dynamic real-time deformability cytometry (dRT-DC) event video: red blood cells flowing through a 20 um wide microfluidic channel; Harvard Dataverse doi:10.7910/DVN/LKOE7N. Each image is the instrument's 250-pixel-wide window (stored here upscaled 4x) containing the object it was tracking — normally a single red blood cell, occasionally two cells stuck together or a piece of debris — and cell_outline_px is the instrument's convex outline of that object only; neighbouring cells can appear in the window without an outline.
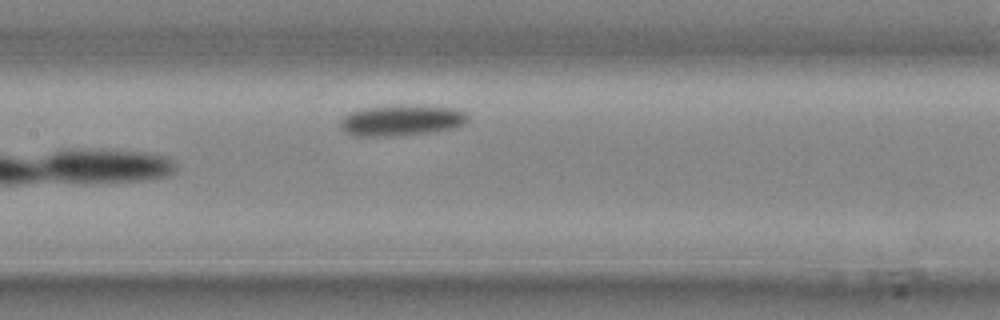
{"species": "common noctule bat (a hibernating species)", "species_latin": "Nyctalus noctula", "temperature_condition": "cold", "stored_images_in_passage": 9, "camera_frame_rate_fps": 3000, "um_per_image_px": 0.085, "animal": {"sex": "male", "body_mass_g": 20.4}, "frame": {"image": 1, "passage_image": 9, "time_ms": 2.667, "image_size_px": [1000, 320], "cell_outline_px": [[468, 120], [464, 124], [456, 128], [428, 132], [396, 136], [352, 136], [344, 132], [340, 128], [340, 124], [344, 116], [352, 112], [364, 108], [392, 104], [456, 108], [464, 112], [468, 116]], "centroid_in_image_um": [34.11, 10.23], "position_along_channel_um": 173.3, "area_um2": 23.12}}